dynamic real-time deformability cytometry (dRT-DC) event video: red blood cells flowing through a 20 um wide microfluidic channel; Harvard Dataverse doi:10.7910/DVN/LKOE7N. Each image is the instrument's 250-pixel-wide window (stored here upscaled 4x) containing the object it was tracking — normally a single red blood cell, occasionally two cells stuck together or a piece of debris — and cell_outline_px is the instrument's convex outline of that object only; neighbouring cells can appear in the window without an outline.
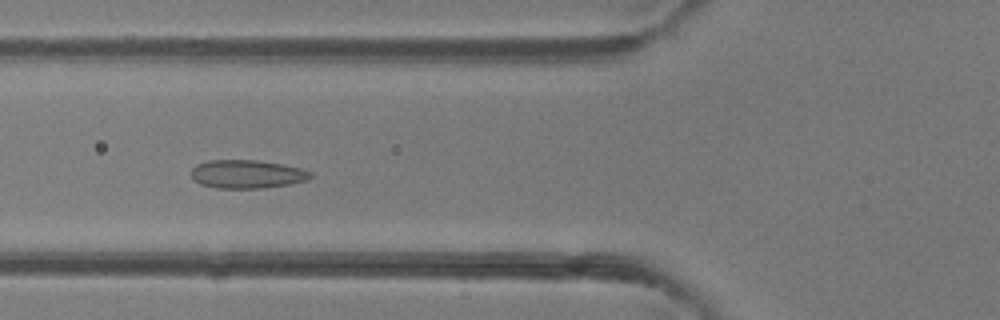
{"species": "common noctule bat (a hibernating species)", "species_latin": "Nyctalus noctula", "temperature_condition": "room temperature", "stored_images_in_passage": 39, "camera_frame_rate_fps": 3000, "um_per_image_px": 0.085, "animal": {"sex": "female"}, "frame": {"image": 1, "passage_image": 18, "time_ms": 5.667, "image_size_px": [1000, 320], "cell_outline_px": [[312, 176], [308, 180], [288, 184], [264, 188], [216, 188], [200, 184], [192, 176], [192, 168], [196, 164], [208, 160], [256, 160], [280, 164], [300, 168], [312, 172]], "centroid_in_image_um": [20.99, 14.8], "position_along_channel_um": 104.8, "area_um2": 19.65}}
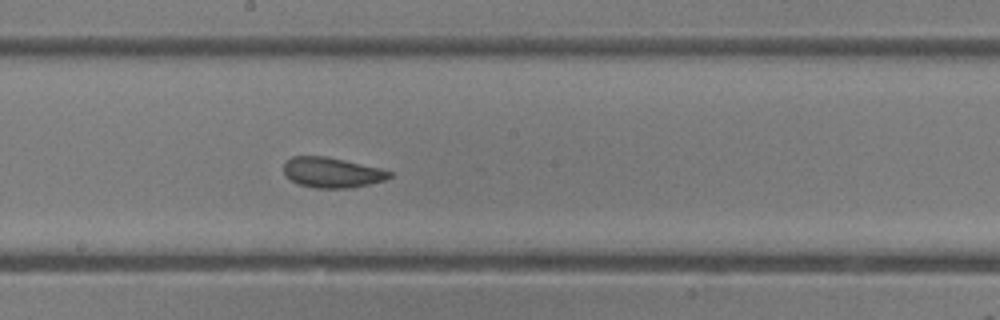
{"frame": {"image": 2, "passage_image": 26, "time_ms": 8.333, "image_size_px": [1000, 320], "cell_outline_px": [[392, 176], [384, 180], [368, 184], [348, 188], [316, 188], [300, 184], [284, 176], [284, 164], [292, 156], [324, 156], [344, 160], [380, 168], [392, 172]], "centroid_in_image_um": [28.2, 14.66], "position_along_channel_um": 220.0, "area_um2": 18.44}}
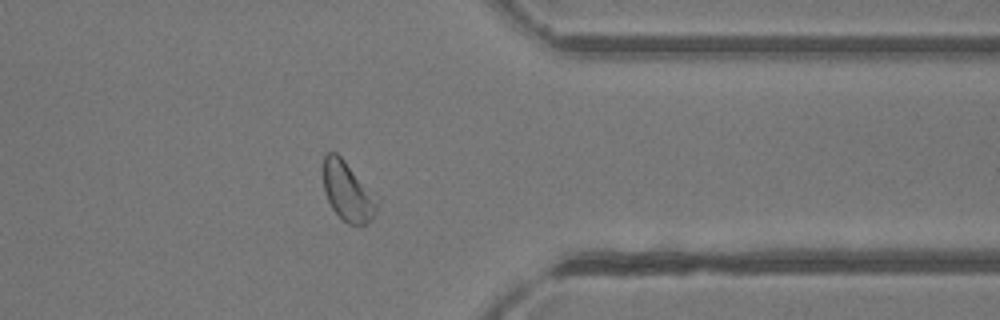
{"frame": {"image": 3, "passage_image": 38, "time_ms": 12.333, "image_size_px": [1000, 320], "cell_outline_px": [[380, 200], [376, 212], [368, 224], [348, 224], [332, 208], [324, 192], [324, 152], [336, 152], [380, 196]], "centroid_in_image_um": [29.62, 16.26], "position_along_channel_um": 381.8, "area_um2": 18.96}}